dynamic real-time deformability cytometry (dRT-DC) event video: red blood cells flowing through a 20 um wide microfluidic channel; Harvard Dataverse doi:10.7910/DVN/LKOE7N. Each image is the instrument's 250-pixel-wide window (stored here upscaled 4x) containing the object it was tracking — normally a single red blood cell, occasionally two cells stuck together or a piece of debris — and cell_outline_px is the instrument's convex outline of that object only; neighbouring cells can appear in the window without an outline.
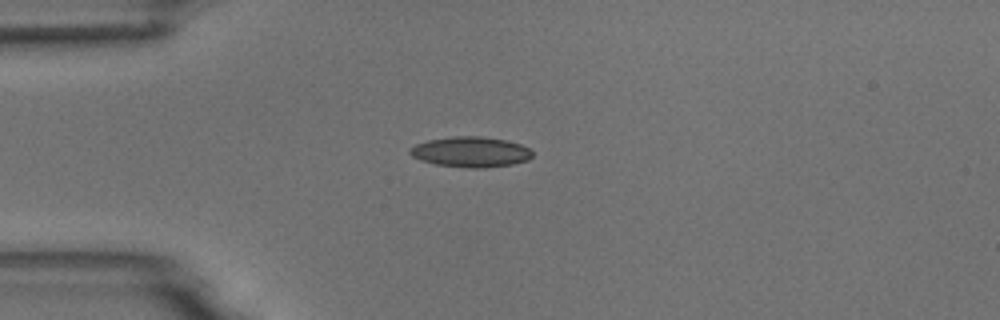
{"species": "common noctule bat (a hibernating species)", "species_latin": "Nyctalus noctula", "temperature_condition": "room temperature", "stored_images_in_passage": 12, "camera_frame_rate_fps": 3000, "um_per_image_px": 0.085, "animal": {"sex": "male", "body_mass_g": 18.8}, "frame": {"image": 1, "passage_image": 1, "time_ms": 0.0, "image_size_px": [1000, 320], "cell_outline_px": [[532, 156], [528, 160], [512, 164], [484, 168], [472, 168], [436, 164], [420, 160], [412, 156], [408, 152], [408, 148], [416, 144], [428, 140], [452, 136], [480, 136], [508, 140], [520, 144], [528, 148], [532, 152]], "centroid_in_image_um": [39.99, 12.9], "position_along_channel_um": 45.0, "area_um2": 21.73}}
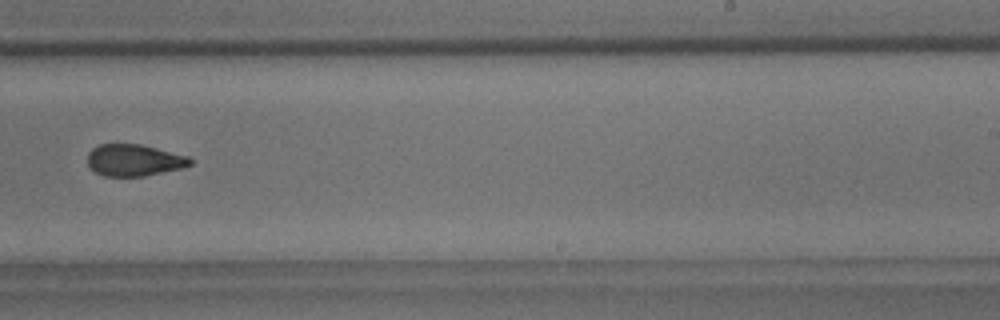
{"frame": {"image": 2, "passage_image": 7, "time_ms": 6.667, "image_size_px": [1000, 320], "cell_outline_px": [[192, 164], [184, 168], [144, 176], [104, 176], [88, 168], [88, 152], [92, 148], [100, 144], [140, 144], [188, 156], [192, 160]], "centroid_in_image_um": [11.39, 13.62], "position_along_channel_um": 277.6, "area_um2": 19.07}}
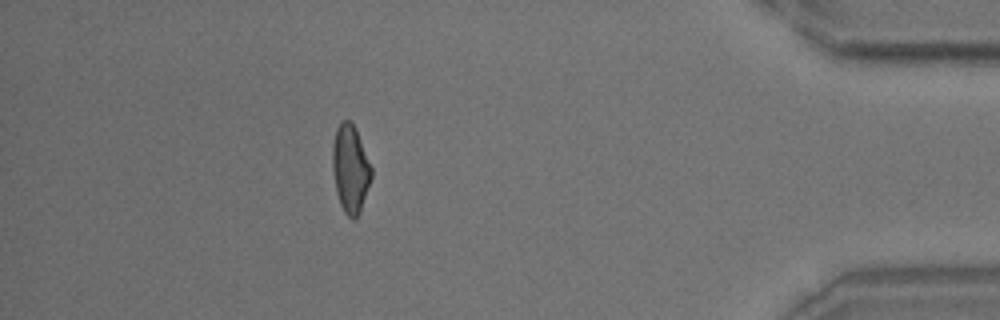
{"frame": {"image": 3, "passage_image": 11, "time_ms": 11.333, "image_size_px": [1000, 320], "cell_outline_px": [[372, 176], [360, 212], [352, 220], [344, 212], [340, 204], [336, 192], [332, 168], [332, 144], [336, 128], [344, 120], [348, 120], [356, 128], [372, 168]], "centroid_in_image_um": [29.77, 14.34], "position_along_channel_um": 405.4, "area_um2": 19.88}, "authors_computed_cell_mechanics": {"area_um2": 20.2878, "velocity_mm_per_s": 3.7411, "shape_relaxation_time_tau1_ms": 6.7948, "shape_relaxation_time_tau2_ms": null, "deformation_change_tau1": 0.1575, "deformation_change_tau2": null}}